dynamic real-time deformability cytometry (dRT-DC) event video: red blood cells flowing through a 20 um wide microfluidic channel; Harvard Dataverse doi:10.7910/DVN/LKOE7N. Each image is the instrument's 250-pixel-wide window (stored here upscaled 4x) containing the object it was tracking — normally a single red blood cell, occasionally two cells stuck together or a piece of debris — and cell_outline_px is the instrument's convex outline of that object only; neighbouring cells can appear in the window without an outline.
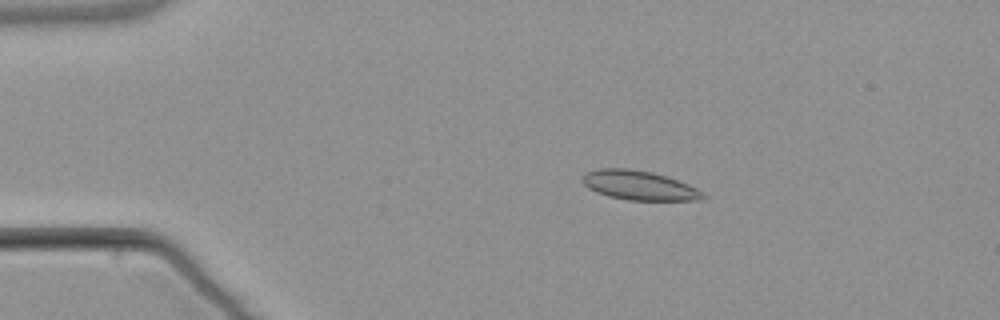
{"species": "common noctule bat (a hibernating species)", "species_latin": "Nyctalus noctula", "temperature_condition": "warm", "stored_images_in_passage": 4, "camera_frame_rate_fps": 3000, "um_per_image_px": 0.085, "animal": {"sex": "male", "body_mass_g": 21.5, "forearm_length_mm": 52.0}, "frame": {"image": 1, "passage_image": 3, "time_ms": 2.667, "image_size_px": [1000, 320], "cell_outline_px": [[708, 196], [704, 200], [628, 200], [608, 196], [596, 192], [588, 188], [580, 180], [584, 172], [596, 168], [628, 168], [652, 172], [688, 184], [704, 192]], "centroid_in_image_um": [54.3, 15.75], "position_along_channel_um": 30.7, "area_um2": 20.81}}